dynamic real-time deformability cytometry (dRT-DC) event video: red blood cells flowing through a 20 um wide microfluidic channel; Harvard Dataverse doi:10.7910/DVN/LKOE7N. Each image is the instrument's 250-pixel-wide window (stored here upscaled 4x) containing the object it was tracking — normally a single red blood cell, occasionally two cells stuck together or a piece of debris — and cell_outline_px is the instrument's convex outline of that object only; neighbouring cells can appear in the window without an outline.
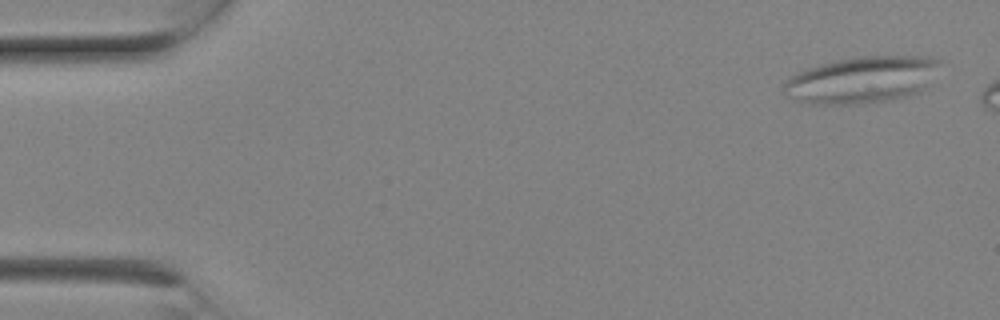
{"species": "Egyptian fruit bat (a non-hibernating species)", "species_latin": "Rousettus aegyptiacus", "temperature_condition": "room temperature", "stored_images_in_passage": 9, "camera_frame_rate_fps": 3000, "um_per_image_px": 0.085, "animal": {"sex": "female"}, "frame": {"image": 1, "passage_image": 1, "time_ms": 0.0, "image_size_px": [1000, 320], "cell_outline_px": [[940, 64], [924, 88], [920, 92], [908, 96], [888, 100], [856, 104], [804, 104], [788, 96], [780, 88], [784, 80], [788, 76], [808, 68], [832, 60], [860, 56], [932, 56], [940, 60]], "centroid_in_image_um": [73.19, 6.78], "position_along_channel_um": 11.8, "area_um2": 42.83}}